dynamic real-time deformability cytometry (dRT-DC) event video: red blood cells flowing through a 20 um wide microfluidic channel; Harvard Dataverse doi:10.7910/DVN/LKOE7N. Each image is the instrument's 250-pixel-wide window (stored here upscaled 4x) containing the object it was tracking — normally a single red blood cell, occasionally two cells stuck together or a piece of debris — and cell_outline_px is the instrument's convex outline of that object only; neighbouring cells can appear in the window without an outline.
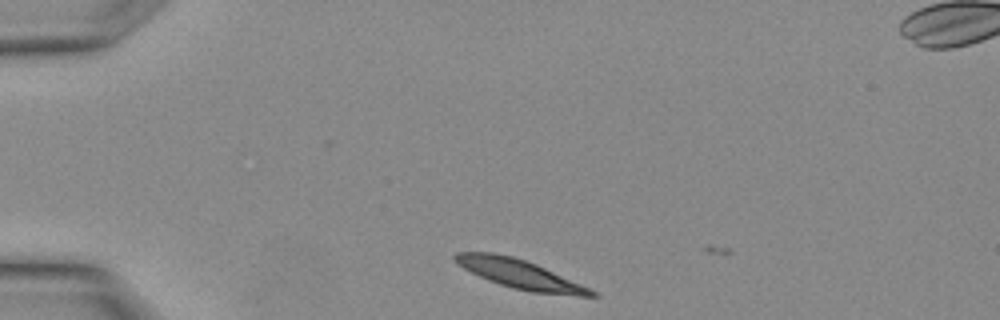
{"species": "Egyptian fruit bat (a non-hibernating species)", "species_latin": "Rousettus aegyptiacus", "temperature_condition": "warm", "stored_images_in_passage": 3, "camera_frame_rate_fps": 3000, "um_per_image_px": 0.085, "animal": {"sex": "female"}, "frame": {"image": 1, "passage_image": 2, "time_ms": 0.333, "image_size_px": [1000, 320], "cell_outline_px": [[600, 296], [580, 296], [532, 292], [512, 288], [488, 280], [456, 264], [452, 256], [456, 252], [492, 252], [512, 256], [536, 264], [580, 284], [596, 292]], "centroid_in_image_um": [44.14, 23.29], "position_along_channel_um": 40.9, "area_um2": 22.72}}